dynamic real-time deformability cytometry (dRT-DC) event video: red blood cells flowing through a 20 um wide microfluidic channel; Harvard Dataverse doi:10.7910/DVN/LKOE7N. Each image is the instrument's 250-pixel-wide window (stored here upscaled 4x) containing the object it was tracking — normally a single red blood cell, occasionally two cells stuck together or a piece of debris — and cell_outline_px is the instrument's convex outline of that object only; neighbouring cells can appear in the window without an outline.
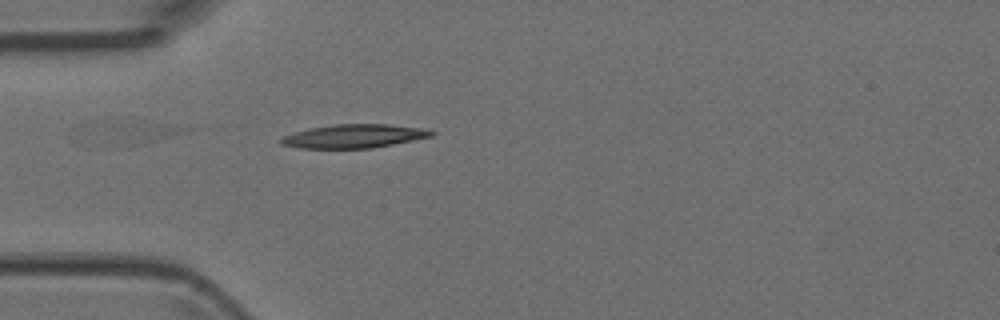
{"species": "Egyptian fruit bat (a non-hibernating species)", "species_latin": "Rousettus aegyptiacus", "temperature_condition": "room temperature", "stored_images_in_passage": 1, "camera_frame_rate_fps": 3000, "um_per_image_px": 0.085, "animal": {"sex": "female"}, "frame": {"image": 1, "passage_image": 1, "time_ms": 0.0, "image_size_px": [1000, 320], "cell_outline_px": [[436, 132], [432, 136], [372, 148], [300, 148], [280, 144], [280, 140], [284, 136], [308, 128], [336, 124], [388, 124], [424, 128]], "centroid_in_image_um": [30.1, 11.57], "position_along_channel_um": 54.9, "area_um2": 20.52}}